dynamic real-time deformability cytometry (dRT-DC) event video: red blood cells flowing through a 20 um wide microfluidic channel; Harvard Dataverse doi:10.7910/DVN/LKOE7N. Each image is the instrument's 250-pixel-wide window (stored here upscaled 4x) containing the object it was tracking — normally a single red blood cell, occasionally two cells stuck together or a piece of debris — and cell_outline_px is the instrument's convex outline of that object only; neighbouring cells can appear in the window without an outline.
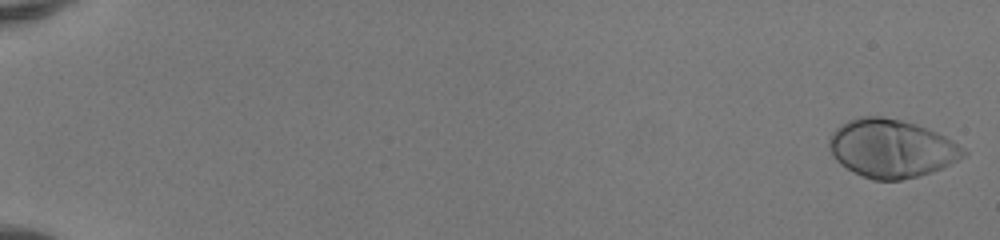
{"species": "human", "species_latin": "Homo sapiens", "temperature_condition": "room temperature", "stored_images_in_passage": 51, "camera_frame_rate_fps": 3000, "um_per_image_px": 0.085, "donor": {"sex": "female"}, "frame": {"image": 1, "passage_image": 1, "time_ms": 0.0, "image_size_px": [1000, 240], "cell_outline_px": [[968, 152], [964, 156], [932, 172], [920, 176], [900, 180], [872, 180], [840, 164], [832, 156], [828, 148], [828, 140], [832, 132], [840, 124], [848, 120], [860, 116], [880, 116], [900, 120], [916, 124], [936, 132], [952, 140]], "centroid_in_image_um": [75.73, 12.61], "position_along_channel_um": 9.3, "area_um2": 45.37}}
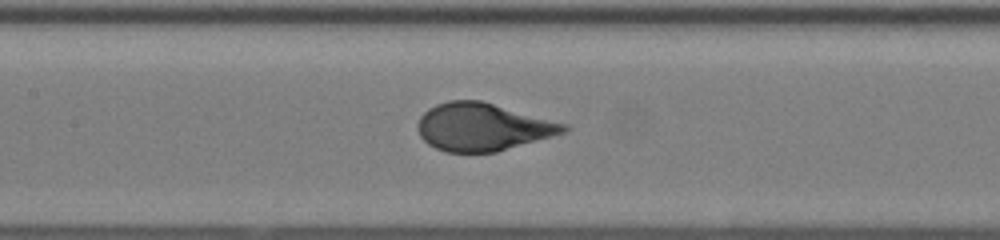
{"frame": {"image": 2, "passage_image": 27, "time_ms": 8.667, "image_size_px": [1000, 240], "cell_outline_px": [[568, 128], [564, 132], [552, 136], [496, 152], [444, 152], [428, 144], [420, 136], [416, 128], [416, 124], [420, 116], [428, 108], [436, 104], [448, 100], [480, 100], [568, 124]], "centroid_in_image_um": [40.98, 10.79], "position_along_channel_um": 166.4, "area_um2": 40.52}}
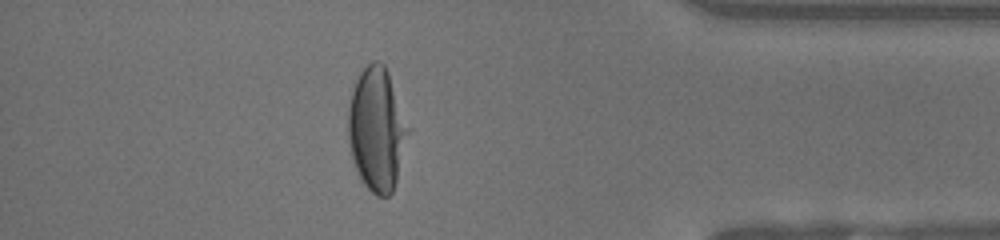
{"frame": {"image": 3, "passage_image": 46, "time_ms": 15.0, "image_size_px": [1000, 240], "cell_outline_px": [[412, 128], [396, 180], [392, 192], [388, 196], [376, 196], [364, 184], [356, 168], [352, 156], [348, 136], [348, 108], [352, 92], [356, 80], [360, 72], [372, 60], [376, 60], [384, 64], [388, 72]], "centroid_in_image_um": [32.07, 10.96], "position_along_channel_um": 403.1, "area_um2": 43.41}}